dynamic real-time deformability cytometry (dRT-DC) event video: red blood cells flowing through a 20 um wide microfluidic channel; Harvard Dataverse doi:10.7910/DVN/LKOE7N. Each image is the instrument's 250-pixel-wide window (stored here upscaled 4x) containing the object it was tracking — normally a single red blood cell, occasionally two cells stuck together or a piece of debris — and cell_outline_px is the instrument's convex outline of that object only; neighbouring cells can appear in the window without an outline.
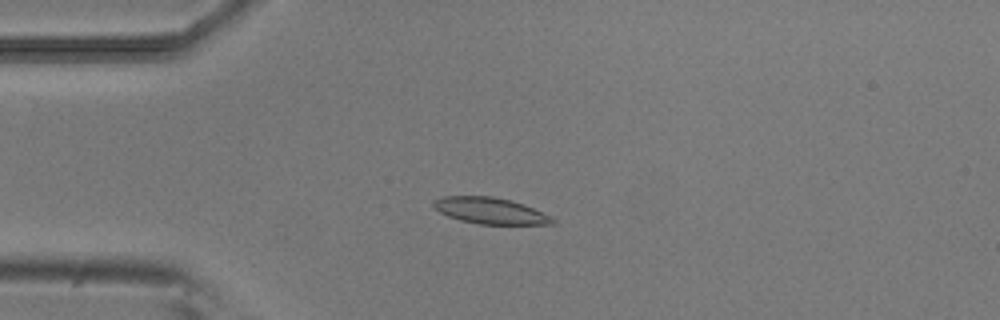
{"species": "common noctule bat (a hibernating species)", "species_latin": "Nyctalus noctula", "temperature_condition": "room temperature", "stored_images_in_passage": 52, "camera_frame_rate_fps": 3000, "um_per_image_px": 0.085, "animal": {"sex": "male", "body_mass_g": 20.5, "forearm_length_mm": 52.5}, "frame": {"image": 1, "passage_image": 13, "time_ms": 4.0, "image_size_px": [1000, 320], "cell_outline_px": [[556, 224], [480, 224], [460, 220], [448, 216], [440, 212], [432, 204], [436, 200], [444, 196], [492, 196], [524, 204], [552, 216], [556, 220]], "centroid_in_image_um": [41.72, 17.92], "position_along_channel_um": 43.3, "area_um2": 18.09}}
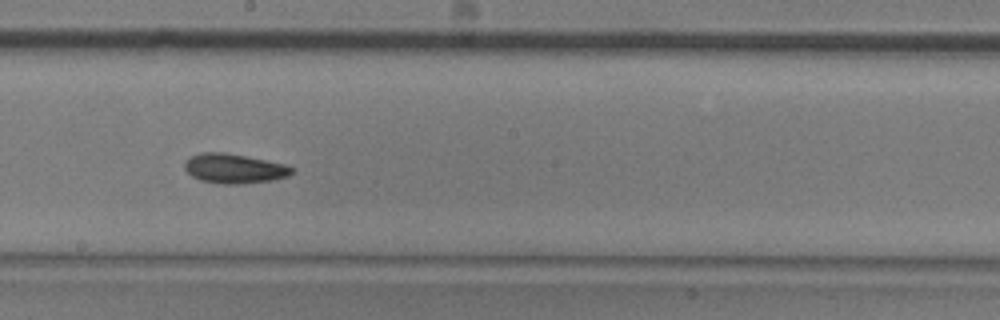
{"frame": {"image": 2, "passage_image": 29, "time_ms": 9.333, "image_size_px": [1000, 320], "cell_outline_px": [[296, 168], [288, 176], [272, 180], [244, 184], [224, 184], [200, 180], [192, 176], [184, 168], [184, 160], [200, 152], [224, 152], [284, 164]], "centroid_in_image_um": [19.89, 14.33], "position_along_channel_um": 228.3, "area_um2": 18.44}}
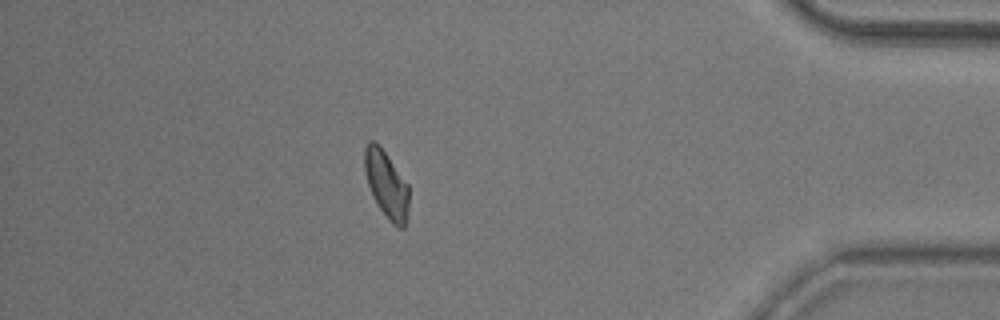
{"frame": {"image": 3, "passage_image": 46, "time_ms": 15.0, "image_size_px": [1000, 320], "cell_outline_px": [[408, 220], [404, 228], [400, 228], [392, 224], [388, 220], [380, 208], [368, 184], [364, 168], [364, 148], [368, 140], [376, 140], [380, 144], [408, 184]], "centroid_in_image_um": [32.85, 15.64], "position_along_channel_um": 402.3, "area_um2": 17.46}, "authors_computed_cell_mechanics": {"area_um2": 18.0047, "velocity_mm_per_s": 3.8287, "shape_relaxation_time_tau1_ms": 3.965, "shape_relaxation_time_tau2_ms": 2.758, "deformation_change_tau1": 0.1046, "deformation_change_tau2": 0.0815}}